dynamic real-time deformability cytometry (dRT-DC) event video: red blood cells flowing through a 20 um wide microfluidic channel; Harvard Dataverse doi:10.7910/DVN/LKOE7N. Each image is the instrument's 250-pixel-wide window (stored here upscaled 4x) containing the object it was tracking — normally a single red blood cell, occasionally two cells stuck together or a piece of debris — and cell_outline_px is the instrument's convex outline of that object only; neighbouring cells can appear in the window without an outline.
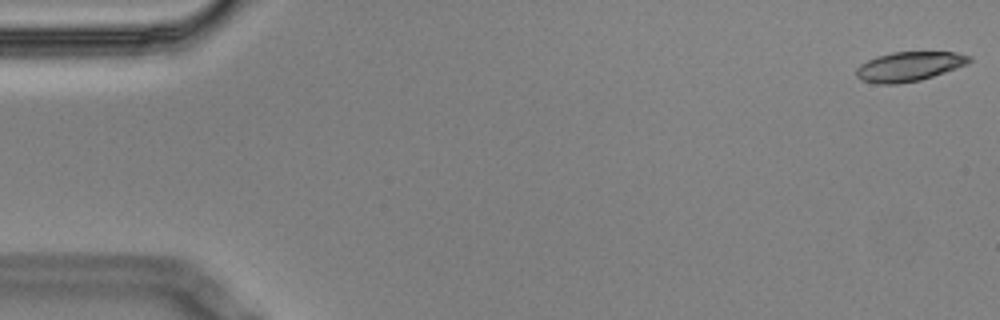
{"species": "Egyptian fruit bat (a non-hibernating species)", "species_latin": "Rousettus aegyptiacus", "temperature_condition": "cold", "stored_images_in_passage": 5, "camera_frame_rate_fps": 3000, "um_per_image_px": 0.085, "animal": {"sex": "male"}, "frame": {"image": 1, "passage_image": 1, "time_ms": 0.0, "image_size_px": [1000, 320], "cell_outline_px": [[972, 60], [968, 64], [920, 80], [896, 84], [880, 84], [860, 80], [856, 76], [856, 68], [860, 64], [876, 56], [892, 52], [956, 52], [972, 56]], "centroid_in_image_um": [77.27, 5.64], "position_along_channel_um": 7.7, "area_um2": 19.42}}
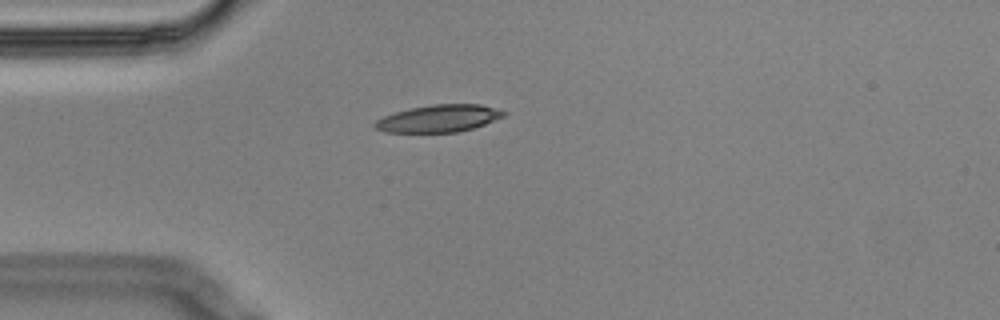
{"frame": {"image": 2, "passage_image": 5, "time_ms": 1.333, "image_size_px": [1000, 320], "cell_outline_px": [[508, 112], [504, 116], [484, 124], [472, 128], [456, 132], [384, 132], [376, 128], [372, 124], [376, 120], [384, 116], [396, 112], [412, 108], [432, 104], [480, 104], [496, 108]], "centroid_in_image_um": [37.3, 10.06], "position_along_channel_um": 47.7, "area_um2": 20.29}}